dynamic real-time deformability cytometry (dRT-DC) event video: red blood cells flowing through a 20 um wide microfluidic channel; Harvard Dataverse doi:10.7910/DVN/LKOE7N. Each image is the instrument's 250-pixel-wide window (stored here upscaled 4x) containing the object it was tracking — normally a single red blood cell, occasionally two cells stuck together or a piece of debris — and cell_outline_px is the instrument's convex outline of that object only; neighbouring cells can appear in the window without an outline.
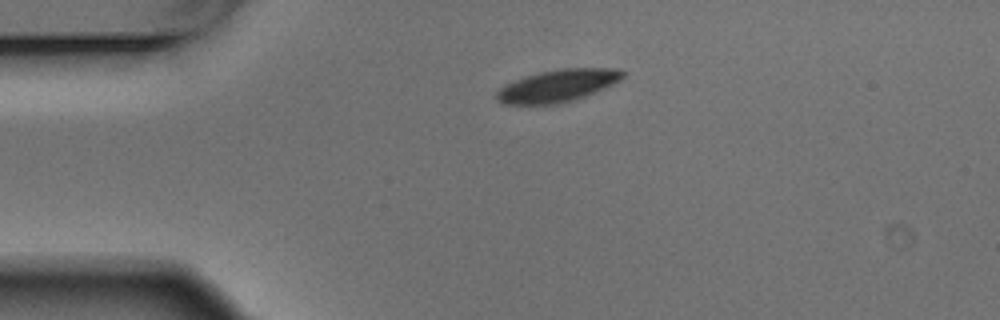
{"species": "Egyptian fruit bat (a non-hibernating species)", "species_latin": "Rousettus aegyptiacus", "temperature_condition": "warm", "stored_images_in_passage": 2, "camera_frame_rate_fps": 3000, "um_per_image_px": 0.085, "animal": {"sex": "male"}, "frame": {"image": 1, "passage_image": 1, "time_ms": 0.0, "image_size_px": [1000, 320], "cell_outline_px": [[624, 76], [620, 80], [612, 84], [584, 96], [572, 100], [556, 104], [504, 104], [496, 100], [496, 92], [504, 84], [540, 72], [560, 68], [612, 68], [624, 72]], "centroid_in_image_um": [47.37, 7.28], "position_along_channel_um": 37.6, "area_um2": 23.35}}